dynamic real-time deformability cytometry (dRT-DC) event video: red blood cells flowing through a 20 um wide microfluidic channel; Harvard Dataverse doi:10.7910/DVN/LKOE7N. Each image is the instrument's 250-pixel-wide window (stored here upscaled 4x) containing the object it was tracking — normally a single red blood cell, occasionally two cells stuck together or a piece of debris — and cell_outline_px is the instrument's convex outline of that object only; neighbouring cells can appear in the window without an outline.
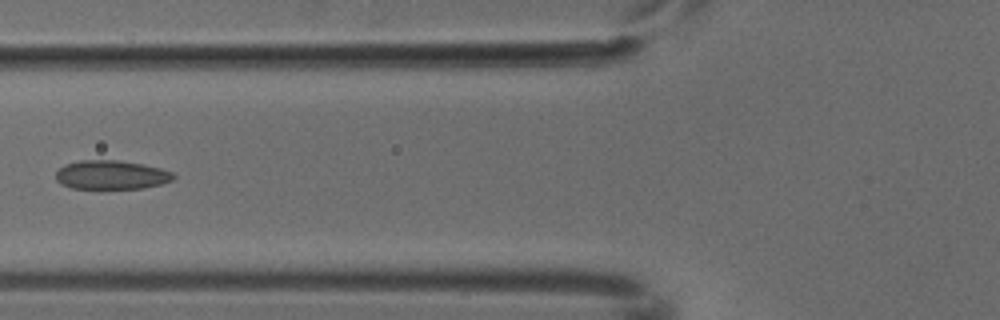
{"species": "common noctule bat (a hibernating species)", "species_latin": "Nyctalus noctula", "temperature_condition": "cold", "stored_images_in_passage": 6, "camera_frame_rate_fps": 3000, "um_per_image_px": 0.085, "animal": {"sex": "male", "body_mass_g": 18.8}, "frame": {"image": 1, "passage_image": 5, "time_ms": 1.333, "image_size_px": [1000, 320], "cell_outline_px": [[176, 176], [172, 180], [160, 184], [144, 188], [72, 188], [60, 184], [56, 180], [56, 172], [64, 164], [80, 160], [116, 160], [144, 164], [160, 168], [172, 172]], "centroid_in_image_um": [9.45, 14.86], "position_along_channel_um": 116.4, "area_um2": 19.83}}
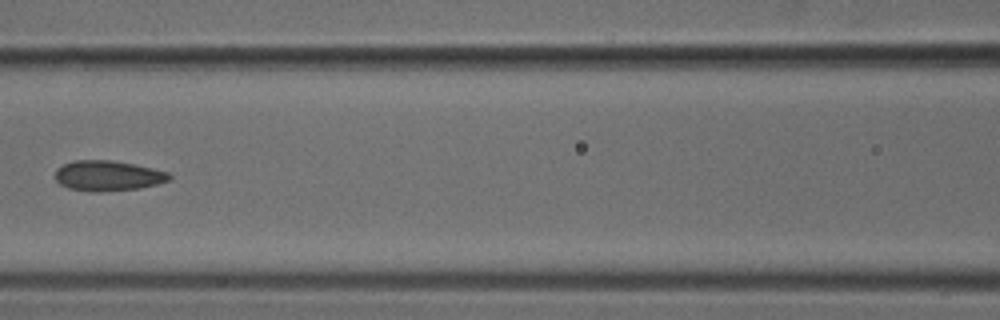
{"frame": {"image": 2, "passage_image": 6, "time_ms": 1.667, "image_size_px": [1000, 320], "cell_outline_px": [[172, 176], [168, 180], [156, 184], [140, 188], [100, 192], [92, 192], [68, 188], [60, 184], [56, 180], [56, 168], [64, 164], [76, 160], [112, 160], [152, 168], [168, 172]], "centroid_in_image_um": [9.15, 14.94], "position_along_channel_um": 157.5, "area_um2": 20.06}}